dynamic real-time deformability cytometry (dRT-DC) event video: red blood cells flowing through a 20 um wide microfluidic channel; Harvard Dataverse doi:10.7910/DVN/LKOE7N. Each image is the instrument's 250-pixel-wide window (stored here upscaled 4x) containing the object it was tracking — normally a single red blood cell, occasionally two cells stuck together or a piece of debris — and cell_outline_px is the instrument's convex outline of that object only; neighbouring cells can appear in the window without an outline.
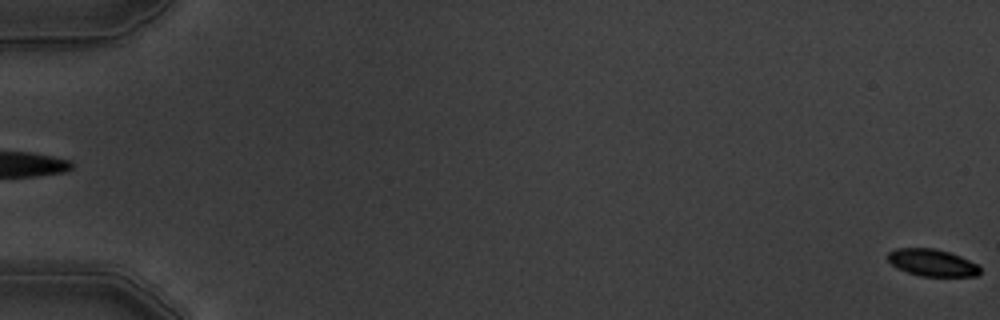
{"species": "common noctule bat (a hibernating species)", "species_latin": "Nyctalus noctula", "temperature_condition": "warm", "stored_images_in_passage": 6, "segment_of_instrument_passage": [2, 2], "camera_frame_rate_fps": 3000, "um_per_image_px": 0.085, "animal": {"sex": "male", "body_mass_g": 19.5, "forearm_length_mm": 54.6}, "frame": {"image": 1, "passage_image": 6, "time_ms": 5.667, "image_size_px": [1000, 320], "cell_outline_px": [[980, 272], [976, 276], [920, 276], [896, 268], [888, 260], [888, 252], [896, 248], [936, 248], [960, 256], [980, 264]], "centroid_in_image_um": [79.25, 22.32], "position_along_channel_um": 5.8, "area_um2": 14.62}}